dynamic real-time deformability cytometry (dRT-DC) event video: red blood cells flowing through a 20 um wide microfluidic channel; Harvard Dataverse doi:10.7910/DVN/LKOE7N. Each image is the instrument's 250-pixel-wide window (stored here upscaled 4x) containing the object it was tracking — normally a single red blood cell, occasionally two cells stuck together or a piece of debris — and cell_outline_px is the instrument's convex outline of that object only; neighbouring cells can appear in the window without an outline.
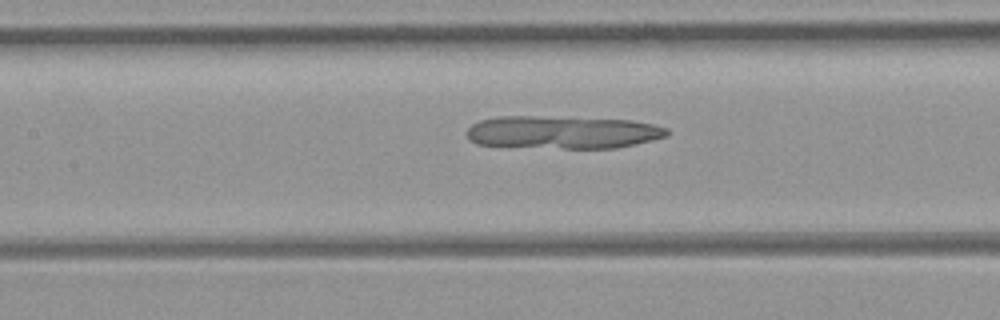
{"species": "common noctule bat (a hibernating species)", "species_latin": "Nyctalus noctula", "temperature_condition": "room temperature", "stored_images_in_passage": 46, "camera_frame_rate_fps": 3000, "um_per_image_px": 0.085, "animal": {"sex": "female", "body_mass_g": 21.9}, "frame": {"image": 1, "passage_image": 21, "time_ms": 6.667, "image_size_px": [1000, 320], "cell_outline_px": [[668, 136], [636, 144], [616, 148], [564, 148], [476, 144], [468, 136], [468, 128], [472, 124], [480, 120], [500, 116], [532, 116], [628, 120], [652, 124], [668, 128]], "centroid_in_image_um": [47.85, 11.24], "position_along_channel_um": 159.6, "area_um2": 37.86}}
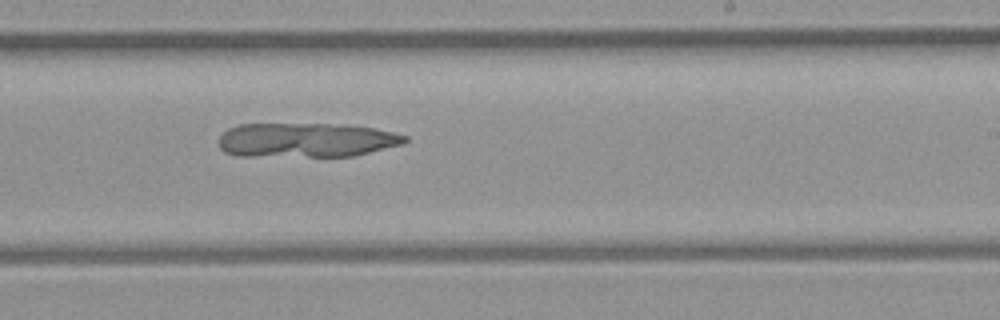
{"frame": {"image": 2, "passage_image": 28, "time_ms": 9.0, "image_size_px": [1000, 320], "cell_outline_px": [[408, 140], [404, 144], [352, 156], [236, 156], [224, 152], [220, 148], [216, 140], [228, 128], [240, 124], [348, 124], [372, 128], [392, 132], [408, 136]], "centroid_in_image_um": [25.99, 11.9], "position_along_channel_um": 263.0, "area_um2": 37.63}}
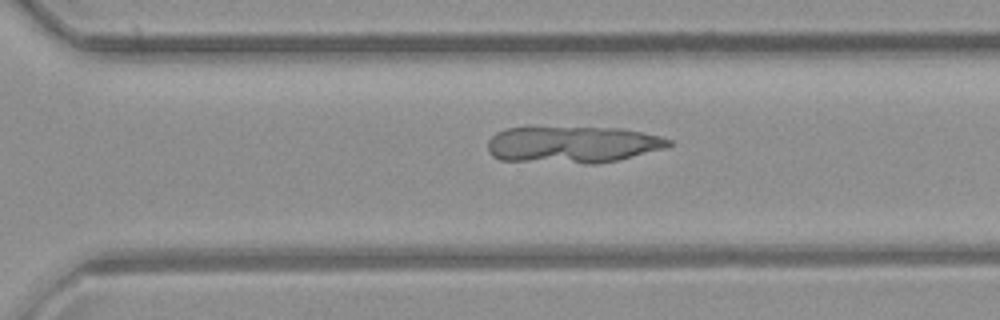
{"frame": {"image": 3, "passage_image": 32, "time_ms": 10.333, "image_size_px": [1000, 320], "cell_outline_px": [[672, 144], [664, 148], [616, 160], [596, 164], [584, 164], [500, 160], [492, 156], [488, 152], [488, 140], [496, 132], [508, 128], [620, 128], [660, 136], [672, 140]], "centroid_in_image_um": [48.63, 12.3], "position_along_channel_um": 322.0, "area_um2": 38.55}}